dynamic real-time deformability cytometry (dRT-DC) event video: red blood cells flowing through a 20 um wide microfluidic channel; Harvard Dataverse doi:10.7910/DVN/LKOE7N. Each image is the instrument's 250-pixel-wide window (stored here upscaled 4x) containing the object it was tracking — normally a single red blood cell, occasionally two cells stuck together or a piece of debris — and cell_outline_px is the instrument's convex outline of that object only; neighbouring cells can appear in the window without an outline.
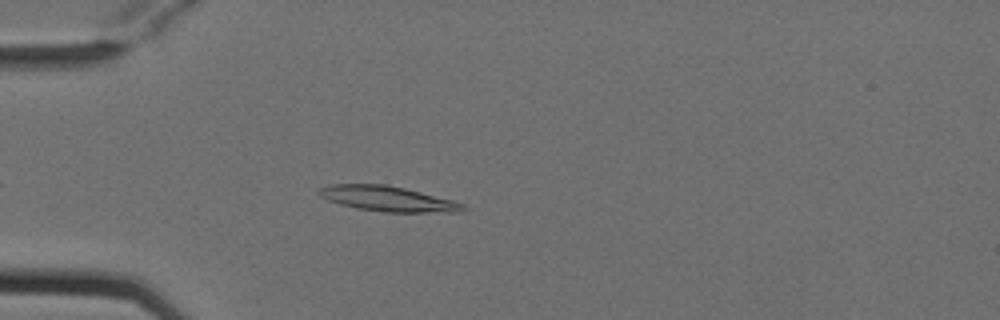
{"species": "Egyptian fruit bat (a non-hibernating species)", "species_latin": "Rousettus aegyptiacus", "temperature_condition": "cold", "stored_images_in_passage": 2, "camera_frame_rate_fps": 3000, "um_per_image_px": 0.085, "animal": {"sex": "female"}, "frame": {"image": 1, "passage_image": 2, "time_ms": 0.333, "image_size_px": [1000, 320], "cell_outline_px": [[468, 208], [460, 212], [384, 212], [356, 208], [340, 204], [328, 200], [320, 196], [316, 192], [320, 188], [328, 184], [384, 184], [404, 188], [452, 200], [464, 204]], "centroid_in_image_um": [32.94, 16.89], "position_along_channel_um": 52.1, "area_um2": 21.1}}